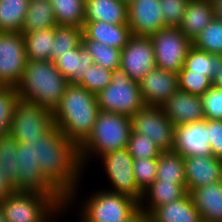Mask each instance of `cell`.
Returning <instances> with one entry per match:
<instances>
[{
    "label": "cell",
    "mask_w": 222,
    "mask_h": 222,
    "mask_svg": "<svg viewBox=\"0 0 222 222\" xmlns=\"http://www.w3.org/2000/svg\"><path fill=\"white\" fill-rule=\"evenodd\" d=\"M56 18L50 0H29L21 33L56 27Z\"/></svg>",
    "instance_id": "cell-27"
},
{
    "label": "cell",
    "mask_w": 222,
    "mask_h": 222,
    "mask_svg": "<svg viewBox=\"0 0 222 222\" xmlns=\"http://www.w3.org/2000/svg\"><path fill=\"white\" fill-rule=\"evenodd\" d=\"M156 181L186 186L184 157L172 150L162 151L158 157Z\"/></svg>",
    "instance_id": "cell-29"
},
{
    "label": "cell",
    "mask_w": 222,
    "mask_h": 222,
    "mask_svg": "<svg viewBox=\"0 0 222 222\" xmlns=\"http://www.w3.org/2000/svg\"><path fill=\"white\" fill-rule=\"evenodd\" d=\"M187 193V187L184 184L155 180L147 189L143 191L139 208L149 215L156 207L169 204L177 199H181ZM146 201L148 205L143 204L144 202L146 204Z\"/></svg>",
    "instance_id": "cell-24"
},
{
    "label": "cell",
    "mask_w": 222,
    "mask_h": 222,
    "mask_svg": "<svg viewBox=\"0 0 222 222\" xmlns=\"http://www.w3.org/2000/svg\"><path fill=\"white\" fill-rule=\"evenodd\" d=\"M131 131L130 116L99 111L91 134L79 147L82 168L93 156L96 158L111 151L127 148Z\"/></svg>",
    "instance_id": "cell-4"
},
{
    "label": "cell",
    "mask_w": 222,
    "mask_h": 222,
    "mask_svg": "<svg viewBox=\"0 0 222 222\" xmlns=\"http://www.w3.org/2000/svg\"><path fill=\"white\" fill-rule=\"evenodd\" d=\"M59 26H77L85 23V0H50Z\"/></svg>",
    "instance_id": "cell-31"
},
{
    "label": "cell",
    "mask_w": 222,
    "mask_h": 222,
    "mask_svg": "<svg viewBox=\"0 0 222 222\" xmlns=\"http://www.w3.org/2000/svg\"><path fill=\"white\" fill-rule=\"evenodd\" d=\"M208 131L211 153L222 160V120L208 119Z\"/></svg>",
    "instance_id": "cell-44"
},
{
    "label": "cell",
    "mask_w": 222,
    "mask_h": 222,
    "mask_svg": "<svg viewBox=\"0 0 222 222\" xmlns=\"http://www.w3.org/2000/svg\"><path fill=\"white\" fill-rule=\"evenodd\" d=\"M184 70L208 76L211 80L217 73V55L201 51L192 46L184 60Z\"/></svg>",
    "instance_id": "cell-34"
},
{
    "label": "cell",
    "mask_w": 222,
    "mask_h": 222,
    "mask_svg": "<svg viewBox=\"0 0 222 222\" xmlns=\"http://www.w3.org/2000/svg\"><path fill=\"white\" fill-rule=\"evenodd\" d=\"M213 19V5L205 1L189 0L178 28L193 42Z\"/></svg>",
    "instance_id": "cell-26"
},
{
    "label": "cell",
    "mask_w": 222,
    "mask_h": 222,
    "mask_svg": "<svg viewBox=\"0 0 222 222\" xmlns=\"http://www.w3.org/2000/svg\"><path fill=\"white\" fill-rule=\"evenodd\" d=\"M83 47L90 53L94 64L113 71L120 67L121 50L93 39H82Z\"/></svg>",
    "instance_id": "cell-32"
},
{
    "label": "cell",
    "mask_w": 222,
    "mask_h": 222,
    "mask_svg": "<svg viewBox=\"0 0 222 222\" xmlns=\"http://www.w3.org/2000/svg\"><path fill=\"white\" fill-rule=\"evenodd\" d=\"M172 151L179 153L184 158L212 155L208 119L175 126Z\"/></svg>",
    "instance_id": "cell-15"
},
{
    "label": "cell",
    "mask_w": 222,
    "mask_h": 222,
    "mask_svg": "<svg viewBox=\"0 0 222 222\" xmlns=\"http://www.w3.org/2000/svg\"><path fill=\"white\" fill-rule=\"evenodd\" d=\"M149 217L150 222H203L189 192L181 199L156 207Z\"/></svg>",
    "instance_id": "cell-22"
},
{
    "label": "cell",
    "mask_w": 222,
    "mask_h": 222,
    "mask_svg": "<svg viewBox=\"0 0 222 222\" xmlns=\"http://www.w3.org/2000/svg\"><path fill=\"white\" fill-rule=\"evenodd\" d=\"M128 3L123 0H85V22L128 24Z\"/></svg>",
    "instance_id": "cell-23"
},
{
    "label": "cell",
    "mask_w": 222,
    "mask_h": 222,
    "mask_svg": "<svg viewBox=\"0 0 222 222\" xmlns=\"http://www.w3.org/2000/svg\"><path fill=\"white\" fill-rule=\"evenodd\" d=\"M6 222H42L59 205L36 192L14 191L0 202Z\"/></svg>",
    "instance_id": "cell-7"
},
{
    "label": "cell",
    "mask_w": 222,
    "mask_h": 222,
    "mask_svg": "<svg viewBox=\"0 0 222 222\" xmlns=\"http://www.w3.org/2000/svg\"><path fill=\"white\" fill-rule=\"evenodd\" d=\"M203 222L222 221V180L190 192Z\"/></svg>",
    "instance_id": "cell-21"
},
{
    "label": "cell",
    "mask_w": 222,
    "mask_h": 222,
    "mask_svg": "<svg viewBox=\"0 0 222 222\" xmlns=\"http://www.w3.org/2000/svg\"><path fill=\"white\" fill-rule=\"evenodd\" d=\"M120 67L128 76L138 81L156 68L154 46L150 36L132 35L121 50Z\"/></svg>",
    "instance_id": "cell-14"
},
{
    "label": "cell",
    "mask_w": 222,
    "mask_h": 222,
    "mask_svg": "<svg viewBox=\"0 0 222 222\" xmlns=\"http://www.w3.org/2000/svg\"><path fill=\"white\" fill-rule=\"evenodd\" d=\"M192 43L201 51L222 56V21L214 18Z\"/></svg>",
    "instance_id": "cell-36"
},
{
    "label": "cell",
    "mask_w": 222,
    "mask_h": 222,
    "mask_svg": "<svg viewBox=\"0 0 222 222\" xmlns=\"http://www.w3.org/2000/svg\"><path fill=\"white\" fill-rule=\"evenodd\" d=\"M200 1H205L209 3L210 5H215L216 3L220 2L221 0H200Z\"/></svg>",
    "instance_id": "cell-50"
},
{
    "label": "cell",
    "mask_w": 222,
    "mask_h": 222,
    "mask_svg": "<svg viewBox=\"0 0 222 222\" xmlns=\"http://www.w3.org/2000/svg\"><path fill=\"white\" fill-rule=\"evenodd\" d=\"M17 141L8 133L0 136V165L10 184L17 182Z\"/></svg>",
    "instance_id": "cell-35"
},
{
    "label": "cell",
    "mask_w": 222,
    "mask_h": 222,
    "mask_svg": "<svg viewBox=\"0 0 222 222\" xmlns=\"http://www.w3.org/2000/svg\"><path fill=\"white\" fill-rule=\"evenodd\" d=\"M82 203L80 222H124L139 209L132 197L107 189L93 192Z\"/></svg>",
    "instance_id": "cell-6"
},
{
    "label": "cell",
    "mask_w": 222,
    "mask_h": 222,
    "mask_svg": "<svg viewBox=\"0 0 222 222\" xmlns=\"http://www.w3.org/2000/svg\"><path fill=\"white\" fill-rule=\"evenodd\" d=\"M161 108L174 126L205 119L202 97L179 89Z\"/></svg>",
    "instance_id": "cell-19"
},
{
    "label": "cell",
    "mask_w": 222,
    "mask_h": 222,
    "mask_svg": "<svg viewBox=\"0 0 222 222\" xmlns=\"http://www.w3.org/2000/svg\"><path fill=\"white\" fill-rule=\"evenodd\" d=\"M187 192L222 180V160L213 155L184 158Z\"/></svg>",
    "instance_id": "cell-18"
},
{
    "label": "cell",
    "mask_w": 222,
    "mask_h": 222,
    "mask_svg": "<svg viewBox=\"0 0 222 222\" xmlns=\"http://www.w3.org/2000/svg\"><path fill=\"white\" fill-rule=\"evenodd\" d=\"M138 83L145 106L161 107L178 90L177 73L157 67Z\"/></svg>",
    "instance_id": "cell-17"
},
{
    "label": "cell",
    "mask_w": 222,
    "mask_h": 222,
    "mask_svg": "<svg viewBox=\"0 0 222 222\" xmlns=\"http://www.w3.org/2000/svg\"><path fill=\"white\" fill-rule=\"evenodd\" d=\"M96 96L100 111L131 118L145 106L138 81L131 79L121 67L112 71L111 83Z\"/></svg>",
    "instance_id": "cell-5"
},
{
    "label": "cell",
    "mask_w": 222,
    "mask_h": 222,
    "mask_svg": "<svg viewBox=\"0 0 222 222\" xmlns=\"http://www.w3.org/2000/svg\"><path fill=\"white\" fill-rule=\"evenodd\" d=\"M69 84L54 62L28 60L16 91L19 100L39 105L53 113Z\"/></svg>",
    "instance_id": "cell-3"
},
{
    "label": "cell",
    "mask_w": 222,
    "mask_h": 222,
    "mask_svg": "<svg viewBox=\"0 0 222 222\" xmlns=\"http://www.w3.org/2000/svg\"><path fill=\"white\" fill-rule=\"evenodd\" d=\"M150 217L140 208L124 222H149Z\"/></svg>",
    "instance_id": "cell-47"
},
{
    "label": "cell",
    "mask_w": 222,
    "mask_h": 222,
    "mask_svg": "<svg viewBox=\"0 0 222 222\" xmlns=\"http://www.w3.org/2000/svg\"><path fill=\"white\" fill-rule=\"evenodd\" d=\"M205 119L222 120V88L212 87L202 96Z\"/></svg>",
    "instance_id": "cell-43"
},
{
    "label": "cell",
    "mask_w": 222,
    "mask_h": 222,
    "mask_svg": "<svg viewBox=\"0 0 222 222\" xmlns=\"http://www.w3.org/2000/svg\"><path fill=\"white\" fill-rule=\"evenodd\" d=\"M99 159L103 162L107 180L109 179L110 184H112V189L110 187L108 190L128 195L140 203L143 191L135 181L133 172L134 158L127 148L111 151L101 155Z\"/></svg>",
    "instance_id": "cell-11"
},
{
    "label": "cell",
    "mask_w": 222,
    "mask_h": 222,
    "mask_svg": "<svg viewBox=\"0 0 222 222\" xmlns=\"http://www.w3.org/2000/svg\"><path fill=\"white\" fill-rule=\"evenodd\" d=\"M17 182L13 189L19 192H36L51 197L58 205L66 199L46 180L38 166L30 156V146L17 142Z\"/></svg>",
    "instance_id": "cell-12"
},
{
    "label": "cell",
    "mask_w": 222,
    "mask_h": 222,
    "mask_svg": "<svg viewBox=\"0 0 222 222\" xmlns=\"http://www.w3.org/2000/svg\"><path fill=\"white\" fill-rule=\"evenodd\" d=\"M69 204L67 203V202H64L62 205H59L47 218H45L42 222H57V220H55V221H53V219L55 218L56 219V217H54V216H57V214H61V215H63L64 214V211H65V209L68 207L69 208V206H68ZM63 213V214H62Z\"/></svg>",
    "instance_id": "cell-48"
},
{
    "label": "cell",
    "mask_w": 222,
    "mask_h": 222,
    "mask_svg": "<svg viewBox=\"0 0 222 222\" xmlns=\"http://www.w3.org/2000/svg\"><path fill=\"white\" fill-rule=\"evenodd\" d=\"M127 150L134 159L158 158L162 150L148 135L131 131Z\"/></svg>",
    "instance_id": "cell-38"
},
{
    "label": "cell",
    "mask_w": 222,
    "mask_h": 222,
    "mask_svg": "<svg viewBox=\"0 0 222 222\" xmlns=\"http://www.w3.org/2000/svg\"><path fill=\"white\" fill-rule=\"evenodd\" d=\"M160 0H131L128 2V25L132 35L151 36L165 28Z\"/></svg>",
    "instance_id": "cell-16"
},
{
    "label": "cell",
    "mask_w": 222,
    "mask_h": 222,
    "mask_svg": "<svg viewBox=\"0 0 222 222\" xmlns=\"http://www.w3.org/2000/svg\"><path fill=\"white\" fill-rule=\"evenodd\" d=\"M158 158L134 159L133 172L138 187L144 191L157 176Z\"/></svg>",
    "instance_id": "cell-41"
},
{
    "label": "cell",
    "mask_w": 222,
    "mask_h": 222,
    "mask_svg": "<svg viewBox=\"0 0 222 222\" xmlns=\"http://www.w3.org/2000/svg\"><path fill=\"white\" fill-rule=\"evenodd\" d=\"M156 67L178 73L193 43L178 27H165L150 36Z\"/></svg>",
    "instance_id": "cell-9"
},
{
    "label": "cell",
    "mask_w": 222,
    "mask_h": 222,
    "mask_svg": "<svg viewBox=\"0 0 222 222\" xmlns=\"http://www.w3.org/2000/svg\"><path fill=\"white\" fill-rule=\"evenodd\" d=\"M189 0H160L166 27H179Z\"/></svg>",
    "instance_id": "cell-42"
},
{
    "label": "cell",
    "mask_w": 222,
    "mask_h": 222,
    "mask_svg": "<svg viewBox=\"0 0 222 222\" xmlns=\"http://www.w3.org/2000/svg\"><path fill=\"white\" fill-rule=\"evenodd\" d=\"M214 18L222 21V0L213 5Z\"/></svg>",
    "instance_id": "cell-49"
},
{
    "label": "cell",
    "mask_w": 222,
    "mask_h": 222,
    "mask_svg": "<svg viewBox=\"0 0 222 222\" xmlns=\"http://www.w3.org/2000/svg\"><path fill=\"white\" fill-rule=\"evenodd\" d=\"M29 0H0V32H21Z\"/></svg>",
    "instance_id": "cell-30"
},
{
    "label": "cell",
    "mask_w": 222,
    "mask_h": 222,
    "mask_svg": "<svg viewBox=\"0 0 222 222\" xmlns=\"http://www.w3.org/2000/svg\"><path fill=\"white\" fill-rule=\"evenodd\" d=\"M27 61L23 34L0 32V86L16 88Z\"/></svg>",
    "instance_id": "cell-10"
},
{
    "label": "cell",
    "mask_w": 222,
    "mask_h": 222,
    "mask_svg": "<svg viewBox=\"0 0 222 222\" xmlns=\"http://www.w3.org/2000/svg\"><path fill=\"white\" fill-rule=\"evenodd\" d=\"M54 125L53 113L39 105L19 100L14 107L9 134L19 143L38 139Z\"/></svg>",
    "instance_id": "cell-8"
},
{
    "label": "cell",
    "mask_w": 222,
    "mask_h": 222,
    "mask_svg": "<svg viewBox=\"0 0 222 222\" xmlns=\"http://www.w3.org/2000/svg\"><path fill=\"white\" fill-rule=\"evenodd\" d=\"M54 28L23 33L27 60H50L53 49Z\"/></svg>",
    "instance_id": "cell-28"
},
{
    "label": "cell",
    "mask_w": 222,
    "mask_h": 222,
    "mask_svg": "<svg viewBox=\"0 0 222 222\" xmlns=\"http://www.w3.org/2000/svg\"><path fill=\"white\" fill-rule=\"evenodd\" d=\"M26 144L30 146L31 159L38 163L46 180L71 207L80 187L81 173L85 171L81 165L79 148L54 125L43 136L29 140Z\"/></svg>",
    "instance_id": "cell-1"
},
{
    "label": "cell",
    "mask_w": 222,
    "mask_h": 222,
    "mask_svg": "<svg viewBox=\"0 0 222 222\" xmlns=\"http://www.w3.org/2000/svg\"><path fill=\"white\" fill-rule=\"evenodd\" d=\"M19 101L15 87L0 86V136L9 133L14 107Z\"/></svg>",
    "instance_id": "cell-39"
},
{
    "label": "cell",
    "mask_w": 222,
    "mask_h": 222,
    "mask_svg": "<svg viewBox=\"0 0 222 222\" xmlns=\"http://www.w3.org/2000/svg\"><path fill=\"white\" fill-rule=\"evenodd\" d=\"M0 222H6L1 205H0Z\"/></svg>",
    "instance_id": "cell-51"
},
{
    "label": "cell",
    "mask_w": 222,
    "mask_h": 222,
    "mask_svg": "<svg viewBox=\"0 0 222 222\" xmlns=\"http://www.w3.org/2000/svg\"><path fill=\"white\" fill-rule=\"evenodd\" d=\"M131 120L134 132L148 135L162 151L172 150L175 126L161 107L144 106Z\"/></svg>",
    "instance_id": "cell-13"
},
{
    "label": "cell",
    "mask_w": 222,
    "mask_h": 222,
    "mask_svg": "<svg viewBox=\"0 0 222 222\" xmlns=\"http://www.w3.org/2000/svg\"><path fill=\"white\" fill-rule=\"evenodd\" d=\"M178 89L193 95L203 96L212 87V80L203 74L183 68L177 73Z\"/></svg>",
    "instance_id": "cell-37"
},
{
    "label": "cell",
    "mask_w": 222,
    "mask_h": 222,
    "mask_svg": "<svg viewBox=\"0 0 222 222\" xmlns=\"http://www.w3.org/2000/svg\"><path fill=\"white\" fill-rule=\"evenodd\" d=\"M15 190L13 185L6 179V175L3 172L0 165V202L12 194Z\"/></svg>",
    "instance_id": "cell-45"
},
{
    "label": "cell",
    "mask_w": 222,
    "mask_h": 222,
    "mask_svg": "<svg viewBox=\"0 0 222 222\" xmlns=\"http://www.w3.org/2000/svg\"><path fill=\"white\" fill-rule=\"evenodd\" d=\"M132 36L128 24H111L103 21L85 22L82 39H93L122 50Z\"/></svg>",
    "instance_id": "cell-20"
},
{
    "label": "cell",
    "mask_w": 222,
    "mask_h": 222,
    "mask_svg": "<svg viewBox=\"0 0 222 222\" xmlns=\"http://www.w3.org/2000/svg\"><path fill=\"white\" fill-rule=\"evenodd\" d=\"M99 111L96 94L69 84L53 112L54 126L79 148L91 134Z\"/></svg>",
    "instance_id": "cell-2"
},
{
    "label": "cell",
    "mask_w": 222,
    "mask_h": 222,
    "mask_svg": "<svg viewBox=\"0 0 222 222\" xmlns=\"http://www.w3.org/2000/svg\"><path fill=\"white\" fill-rule=\"evenodd\" d=\"M83 28L77 26H59L54 28L53 49L51 61L54 62L59 54L77 48L82 43Z\"/></svg>",
    "instance_id": "cell-33"
},
{
    "label": "cell",
    "mask_w": 222,
    "mask_h": 222,
    "mask_svg": "<svg viewBox=\"0 0 222 222\" xmlns=\"http://www.w3.org/2000/svg\"><path fill=\"white\" fill-rule=\"evenodd\" d=\"M111 78V70L93 63L90 68L84 72V77L78 85L97 95L111 83Z\"/></svg>",
    "instance_id": "cell-40"
},
{
    "label": "cell",
    "mask_w": 222,
    "mask_h": 222,
    "mask_svg": "<svg viewBox=\"0 0 222 222\" xmlns=\"http://www.w3.org/2000/svg\"><path fill=\"white\" fill-rule=\"evenodd\" d=\"M214 87L222 88V56L217 55V73L212 77Z\"/></svg>",
    "instance_id": "cell-46"
},
{
    "label": "cell",
    "mask_w": 222,
    "mask_h": 222,
    "mask_svg": "<svg viewBox=\"0 0 222 222\" xmlns=\"http://www.w3.org/2000/svg\"><path fill=\"white\" fill-rule=\"evenodd\" d=\"M54 64L70 84H79L84 77V72L93 64V60L81 43L77 48L59 54Z\"/></svg>",
    "instance_id": "cell-25"
}]
</instances>
